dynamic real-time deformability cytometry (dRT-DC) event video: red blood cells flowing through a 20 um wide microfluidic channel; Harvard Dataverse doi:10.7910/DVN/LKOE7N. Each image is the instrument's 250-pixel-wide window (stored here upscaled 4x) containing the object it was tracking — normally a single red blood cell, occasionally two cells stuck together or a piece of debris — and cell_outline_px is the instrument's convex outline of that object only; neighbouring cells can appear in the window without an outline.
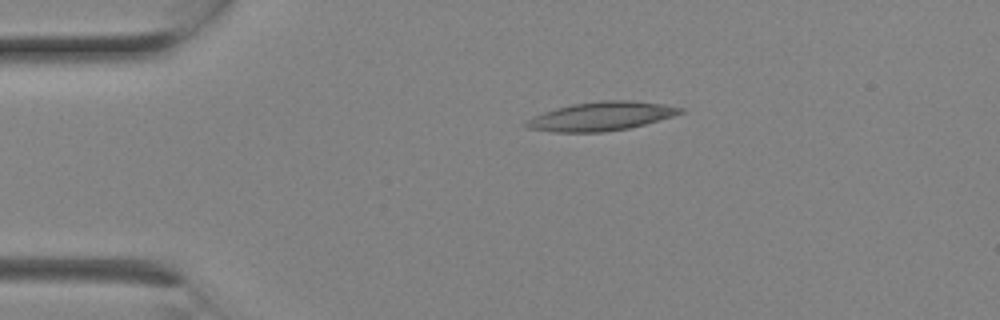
{"species": "Egyptian fruit bat (a non-hibernating species)", "species_latin": "Rousettus aegyptiacus", "temperature_condition": "room temperature", "stored_images_in_passage": 1, "camera_frame_rate_fps": 3000, "um_per_image_px": 0.085, "animal": {"sex": "female"}, "frame": {"image": 1, "passage_image": 1, "time_ms": 0.0, "image_size_px": [1000, 320], "cell_outline_px": [[684, 112], [672, 116], [644, 124], [628, 128], [604, 132], [552, 132], [528, 128], [524, 124], [524, 120], [532, 116], [556, 108], [572, 104], [600, 100], [628, 100], [664, 104], [684, 108]], "centroid_in_image_um": [51.06, 9.88], "position_along_channel_um": 33.9, "area_um2": 25.84}}